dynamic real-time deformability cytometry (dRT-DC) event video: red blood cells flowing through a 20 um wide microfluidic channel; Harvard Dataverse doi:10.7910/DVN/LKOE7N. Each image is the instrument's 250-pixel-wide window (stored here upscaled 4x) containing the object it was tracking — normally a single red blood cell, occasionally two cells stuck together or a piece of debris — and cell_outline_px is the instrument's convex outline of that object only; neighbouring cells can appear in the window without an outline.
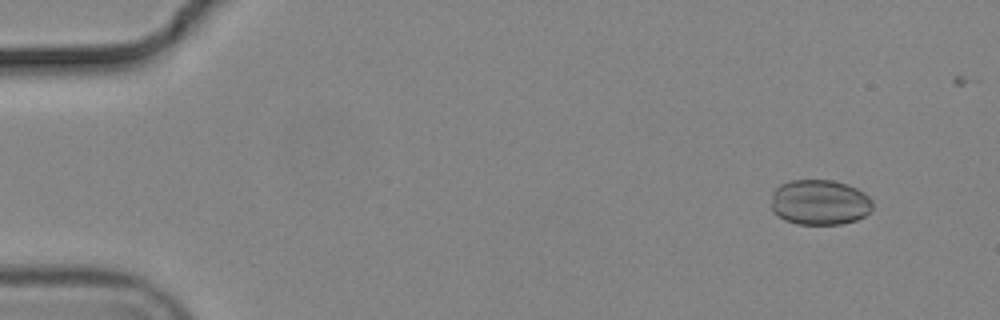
{"species": "common noctule bat (a hibernating species)", "species_latin": "Nyctalus noctula", "temperature_condition": "cold", "stored_images_in_passage": 7, "camera_frame_rate_fps": 3000, "um_per_image_px": 0.085, "animal": {"sex": "male", "body_mass_g": 19.2, "forearm_length_mm": 51.8}, "frame": {"image": 1, "passage_image": 4, "time_ms": 1.0, "image_size_px": [1000, 320], "cell_outline_px": [[872, 208], [864, 216], [856, 220], [840, 224], [796, 224], [784, 220], [776, 216], [772, 212], [772, 192], [780, 184], [792, 180], [832, 180], [856, 188], [864, 192], [872, 200]], "centroid_in_image_um": [69.64, 17.2], "position_along_channel_um": 15.4, "area_um2": 26.88}}